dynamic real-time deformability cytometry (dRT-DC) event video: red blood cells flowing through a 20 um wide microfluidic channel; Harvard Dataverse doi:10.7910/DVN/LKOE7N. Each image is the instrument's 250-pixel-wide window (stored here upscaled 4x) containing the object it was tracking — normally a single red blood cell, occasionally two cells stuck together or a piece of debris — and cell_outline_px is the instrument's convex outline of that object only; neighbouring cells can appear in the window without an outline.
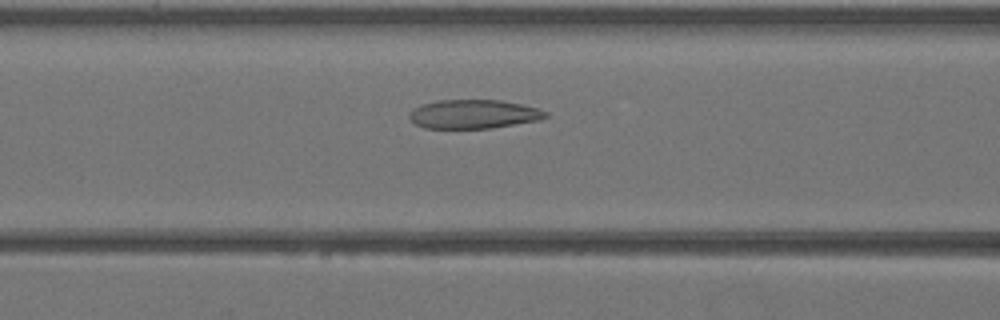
{"species": "Egyptian fruit bat (a non-hibernating species)", "species_latin": "Rousettus aegyptiacus", "temperature_condition": "warm", "stored_images_in_passage": 39, "camera_frame_rate_fps": 3000, "um_per_image_px": 0.085, "animal": {"sex": "female"}, "frame": {"image": 1, "passage_image": 14, "time_ms": 4.333, "image_size_px": [1000, 320], "cell_outline_px": [[548, 116], [540, 120], [488, 128], [424, 128], [416, 124], [408, 116], [416, 108], [424, 104], [436, 100], [500, 100], [520, 104], [536, 108], [548, 112]], "centroid_in_image_um": [40.28, 9.7], "position_along_channel_um": 126.3, "area_um2": 22.6}}
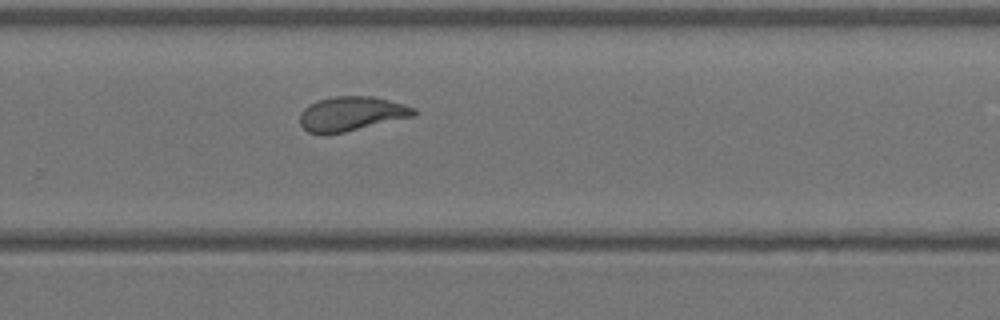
{"frame": {"image": 2, "passage_image": 25, "time_ms": 8.0, "image_size_px": [1000, 320], "cell_outline_px": [[416, 116], [344, 132], [308, 132], [300, 124], [300, 112], [308, 104], [316, 100], [332, 96], [372, 96], [404, 104], [416, 108]], "centroid_in_image_um": [29.89, 9.64], "position_along_channel_um": 299.9, "area_um2": 22.72}}
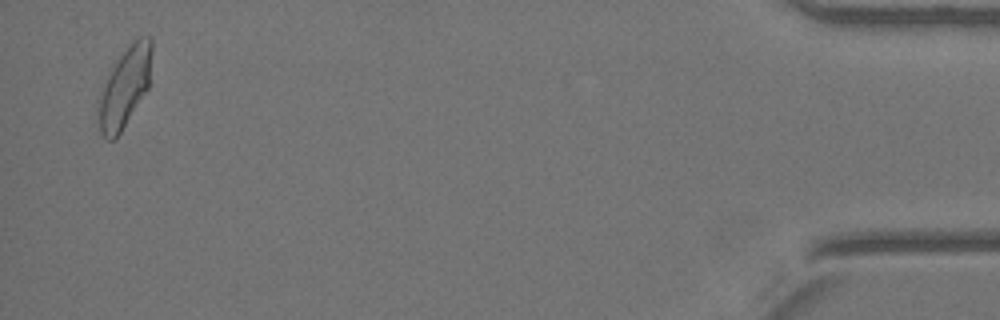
{"frame": {"image": 3, "passage_image": 38, "time_ms": 12.333, "image_size_px": [1000, 320], "cell_outline_px": [[152, 52], [148, 88], [120, 132], [112, 140], [104, 140], [100, 132], [96, 112], [96, 108], [100, 92], [108, 68], [128, 44], [136, 36], [152, 36]], "centroid_in_image_um": [10.56, 7.35], "position_along_channel_um": 424.6, "area_um2": 25.61}}